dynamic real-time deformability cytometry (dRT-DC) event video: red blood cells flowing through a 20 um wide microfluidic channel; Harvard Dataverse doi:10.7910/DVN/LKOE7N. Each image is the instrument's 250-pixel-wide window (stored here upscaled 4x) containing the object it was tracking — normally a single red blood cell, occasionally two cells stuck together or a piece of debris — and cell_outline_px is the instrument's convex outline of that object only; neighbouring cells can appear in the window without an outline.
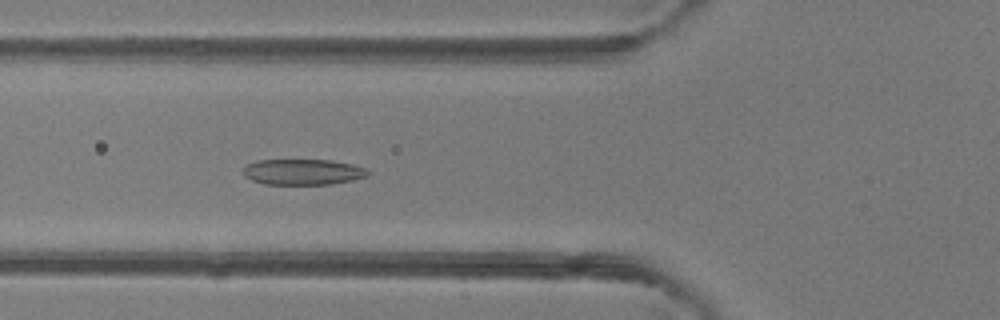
{"species": "common noctule bat (a hibernating species)", "species_latin": "Nyctalus noctula", "temperature_condition": "room temperature", "stored_images_in_passage": 47, "camera_frame_rate_fps": 3000, "um_per_image_px": 0.085, "animal": {"sex": "female"}, "frame": {"image": 1, "passage_image": 17, "time_ms": 5.333, "image_size_px": [1000, 320], "cell_outline_px": [[368, 176], [352, 180], [332, 184], [264, 184], [252, 180], [244, 176], [244, 168], [248, 164], [256, 160], [332, 160], [352, 164], [368, 168]], "centroid_in_image_um": [25.77, 14.61], "position_along_channel_um": 100.0, "area_um2": 18.73}}
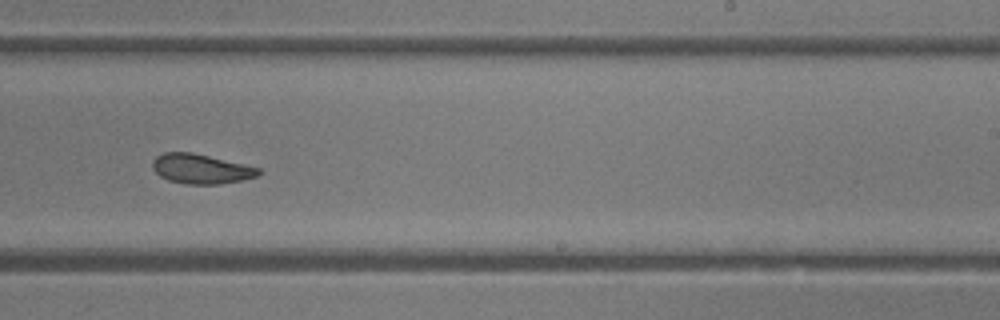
{"frame": {"image": 2, "passage_image": 29, "time_ms": 9.333, "image_size_px": [1000, 320], "cell_outline_px": [[264, 172], [256, 176], [240, 180], [220, 184], [184, 184], [168, 180], [160, 176], [152, 168], [152, 160], [156, 156], [164, 152], [192, 152], [244, 164], [260, 168]], "centroid_in_image_um": [17.06, 14.35], "position_along_channel_um": 271.9, "area_um2": 18.38}}
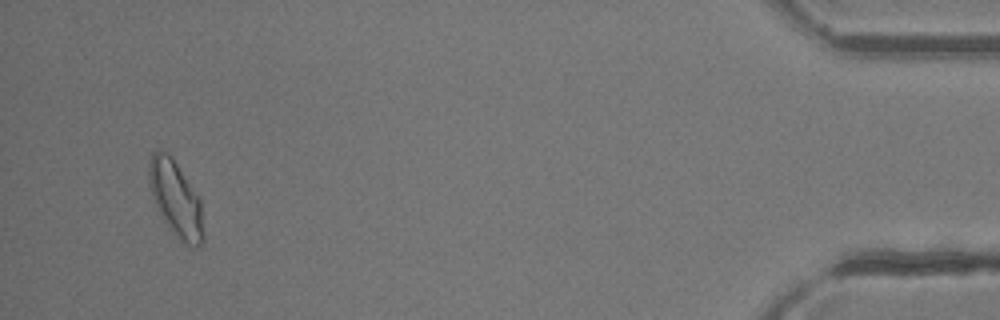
{"frame": {"image": 3, "passage_image": 45, "time_ms": 14.667, "image_size_px": [1000, 320], "cell_outline_px": [[204, 240], [196, 248], [180, 240], [168, 228], [156, 208], [148, 184], [148, 160], [152, 152], [160, 148], [168, 152], [172, 156], [200, 200], [204, 236]], "centroid_in_image_um": [14.89, 16.87], "position_along_channel_um": 420.3, "area_um2": 24.22}, "authors_computed_cell_mechanics": {"area_um2": 20.1144, "velocity_mm_per_s": 4.2863, "shape_relaxation_time_tau1_ms": 2.6543, "shape_relaxation_time_tau2_ms": 1.8082, "deformation_change_tau1": 0.1083, "deformation_change_tau2": 0.0835}}